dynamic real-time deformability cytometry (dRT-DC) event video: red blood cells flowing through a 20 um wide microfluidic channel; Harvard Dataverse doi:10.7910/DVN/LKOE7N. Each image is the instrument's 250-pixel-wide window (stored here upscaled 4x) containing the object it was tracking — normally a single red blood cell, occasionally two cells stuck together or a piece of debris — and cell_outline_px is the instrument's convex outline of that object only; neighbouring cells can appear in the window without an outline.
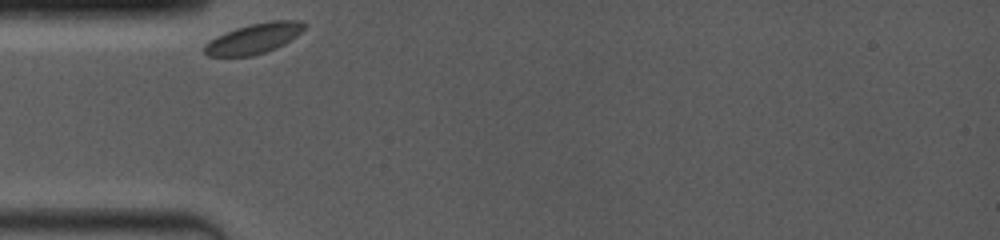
{"species": "common noctule bat (a hibernating species)", "species_latin": "Nyctalus noctula", "temperature_condition": "room temperature", "stored_images_in_passage": 28, "camera_frame_rate_fps": 4000, "um_per_image_px": 0.085, "animal": {"sex": "female", "body_mass_g": 19.0, "forearm_length_mm": 53.3}, "frame": {"image": 1, "passage_image": 1, "time_ms": 0.0, "image_size_px": [1000, 240], "cell_outline_px": [[308, 24], [296, 36], [284, 44], [276, 48], [252, 56], [208, 56], [204, 52], [204, 44], [216, 36], [224, 32], [236, 28], [268, 20], [300, 20]], "centroid_in_image_um": [21.58, 3.26], "position_along_channel_um": 63.4, "area_um2": 17.63}}
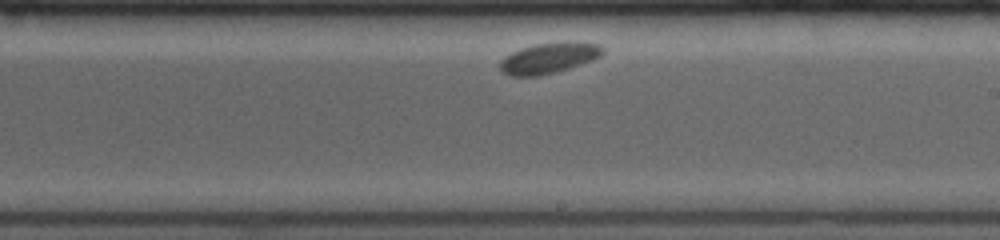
{"frame": {"image": 2, "passage_image": 16, "time_ms": 5.25, "image_size_px": [1000, 240], "cell_outline_px": [[604, 52], [600, 56], [592, 60], [556, 72], [536, 76], [508, 76], [500, 68], [500, 60], [504, 56], [520, 48], [536, 44], [568, 40], [600, 44], [604, 48]], "centroid_in_image_um": [46.67, 4.91], "position_along_channel_um": 242.3, "area_um2": 18.55}}
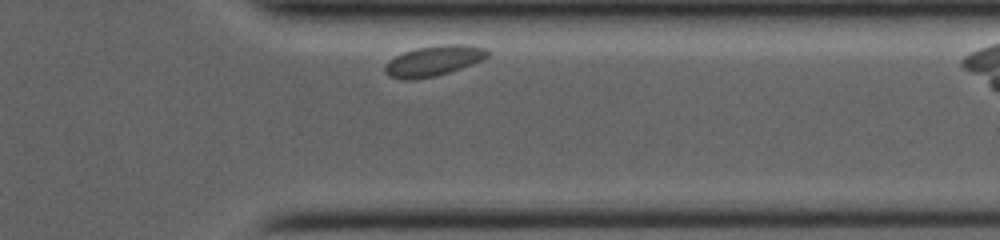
{"frame": {"image": 3, "passage_image": 27, "time_ms": 9.0, "image_size_px": [1000, 240], "cell_outline_px": [[488, 56], [484, 60], [436, 76], [412, 80], [400, 80], [388, 76], [384, 72], [384, 68], [388, 60], [404, 52], [416, 48], [444, 44], [468, 44], [484, 48], [488, 52]], "centroid_in_image_um": [36.83, 5.18], "position_along_channel_um": 374.6, "area_um2": 18.26}}